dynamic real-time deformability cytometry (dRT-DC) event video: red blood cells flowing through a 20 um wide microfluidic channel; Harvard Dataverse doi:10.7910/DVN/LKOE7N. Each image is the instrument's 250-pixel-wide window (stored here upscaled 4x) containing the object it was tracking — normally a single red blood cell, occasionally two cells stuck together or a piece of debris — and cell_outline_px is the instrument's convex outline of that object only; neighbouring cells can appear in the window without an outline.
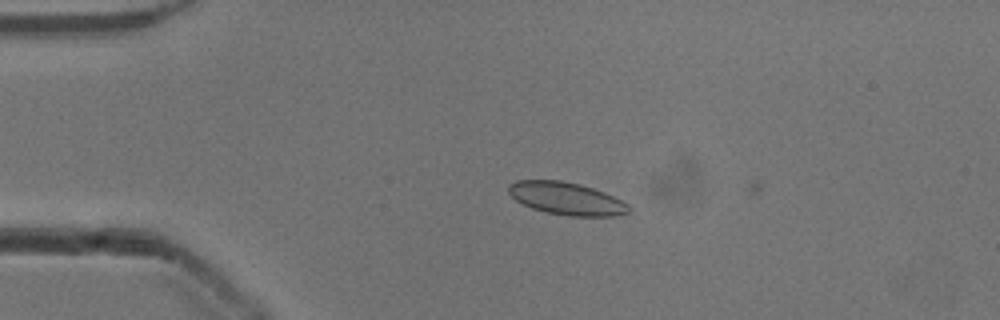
{"species": "common noctule bat (a hibernating species)", "species_latin": "Nyctalus noctula", "temperature_condition": "cold", "stored_images_in_passage": 2, "camera_frame_rate_fps": 3000, "um_per_image_px": 0.085, "animal": {"sex": "male", "body_mass_g": 13.3}, "frame": {"image": 1, "passage_image": 1, "time_ms": 0.0, "image_size_px": [1000, 320], "cell_outline_px": [[632, 208], [628, 212], [620, 216], [568, 216], [544, 212], [532, 208], [516, 200], [508, 192], [508, 184], [516, 180], [560, 180], [580, 184], [604, 192], [628, 204]], "centroid_in_image_um": [48.15, 16.88], "position_along_channel_um": 36.9, "area_um2": 22.89}}